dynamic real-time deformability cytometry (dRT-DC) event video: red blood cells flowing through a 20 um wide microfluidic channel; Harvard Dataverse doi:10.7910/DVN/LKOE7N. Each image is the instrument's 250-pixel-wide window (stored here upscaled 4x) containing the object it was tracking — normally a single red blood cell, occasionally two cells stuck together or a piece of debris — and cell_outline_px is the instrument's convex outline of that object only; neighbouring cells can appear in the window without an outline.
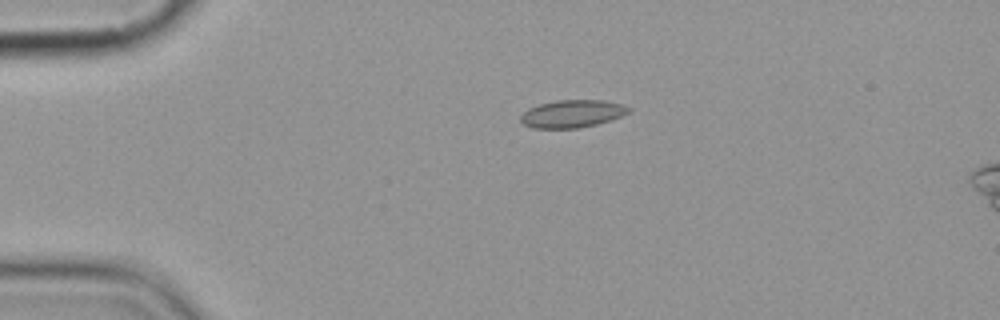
{"species": "common noctule bat (a hibernating species)", "species_latin": "Nyctalus noctula", "temperature_condition": "cold", "stored_images_in_passage": 7, "camera_frame_rate_fps": 3000, "um_per_image_px": 0.085, "animal": {"sex": "female", "body_mass_g": 19.9}, "frame": {"image": 1, "passage_image": 4, "time_ms": 3.667, "image_size_px": [1000, 320], "cell_outline_px": [[632, 112], [612, 120], [580, 128], [532, 128], [524, 124], [520, 120], [520, 116], [528, 108], [540, 104], [556, 100], [604, 100], [624, 104], [632, 108]], "centroid_in_image_um": [48.7, 9.66], "position_along_channel_um": 36.3, "area_um2": 17.63}}
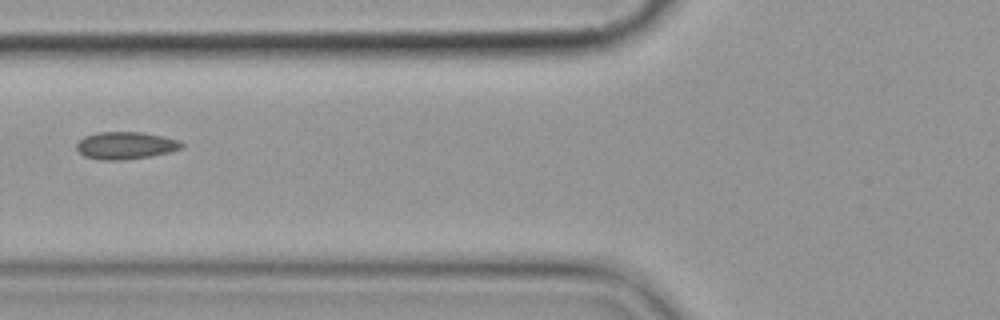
{"frame": {"image": 2, "passage_image": 7, "time_ms": 7.0, "image_size_px": [1000, 320], "cell_outline_px": [[184, 148], [152, 156], [124, 160], [100, 160], [84, 156], [76, 148], [76, 144], [84, 136], [96, 132], [140, 132], [180, 140], [184, 144]], "centroid_in_image_um": [10.67, 12.37], "position_along_channel_um": 115.1, "area_um2": 16.82}}